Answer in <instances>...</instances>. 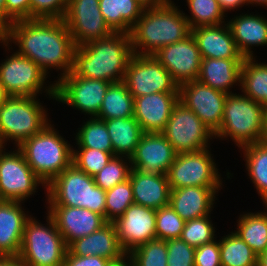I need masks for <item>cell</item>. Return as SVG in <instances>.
Listing matches in <instances>:
<instances>
[{
	"mask_svg": "<svg viewBox=\"0 0 267 266\" xmlns=\"http://www.w3.org/2000/svg\"><path fill=\"white\" fill-rule=\"evenodd\" d=\"M9 41L16 43L17 52L36 63L46 75L51 67L63 69L60 78L72 71L76 45L63 19L15 21L0 37L6 47Z\"/></svg>",
	"mask_w": 267,
	"mask_h": 266,
	"instance_id": "obj_1",
	"label": "cell"
},
{
	"mask_svg": "<svg viewBox=\"0 0 267 266\" xmlns=\"http://www.w3.org/2000/svg\"><path fill=\"white\" fill-rule=\"evenodd\" d=\"M133 54L130 35L113 32L104 39L76 47L72 72L83 78L121 82Z\"/></svg>",
	"mask_w": 267,
	"mask_h": 266,
	"instance_id": "obj_2",
	"label": "cell"
},
{
	"mask_svg": "<svg viewBox=\"0 0 267 266\" xmlns=\"http://www.w3.org/2000/svg\"><path fill=\"white\" fill-rule=\"evenodd\" d=\"M184 15L171 0L145 7L129 33L133 53L154 55L164 46L183 40L191 33ZM138 47H142L141 52Z\"/></svg>",
	"mask_w": 267,
	"mask_h": 266,
	"instance_id": "obj_3",
	"label": "cell"
},
{
	"mask_svg": "<svg viewBox=\"0 0 267 266\" xmlns=\"http://www.w3.org/2000/svg\"><path fill=\"white\" fill-rule=\"evenodd\" d=\"M267 109L246 95L228 94L215 138L231 137L242 148L264 141Z\"/></svg>",
	"mask_w": 267,
	"mask_h": 266,
	"instance_id": "obj_4",
	"label": "cell"
},
{
	"mask_svg": "<svg viewBox=\"0 0 267 266\" xmlns=\"http://www.w3.org/2000/svg\"><path fill=\"white\" fill-rule=\"evenodd\" d=\"M67 143L48 123L18 147L44 187L72 164L73 148Z\"/></svg>",
	"mask_w": 267,
	"mask_h": 266,
	"instance_id": "obj_5",
	"label": "cell"
},
{
	"mask_svg": "<svg viewBox=\"0 0 267 266\" xmlns=\"http://www.w3.org/2000/svg\"><path fill=\"white\" fill-rule=\"evenodd\" d=\"M46 189L49 206L86 208L105 218L106 191L74 164L55 177Z\"/></svg>",
	"mask_w": 267,
	"mask_h": 266,
	"instance_id": "obj_6",
	"label": "cell"
},
{
	"mask_svg": "<svg viewBox=\"0 0 267 266\" xmlns=\"http://www.w3.org/2000/svg\"><path fill=\"white\" fill-rule=\"evenodd\" d=\"M47 112L35 96H10L0 105V145L14 140L19 147L47 124Z\"/></svg>",
	"mask_w": 267,
	"mask_h": 266,
	"instance_id": "obj_7",
	"label": "cell"
},
{
	"mask_svg": "<svg viewBox=\"0 0 267 266\" xmlns=\"http://www.w3.org/2000/svg\"><path fill=\"white\" fill-rule=\"evenodd\" d=\"M49 227L29 216L18 258L26 266H62L67 252L64 238L48 214Z\"/></svg>",
	"mask_w": 267,
	"mask_h": 266,
	"instance_id": "obj_8",
	"label": "cell"
},
{
	"mask_svg": "<svg viewBox=\"0 0 267 266\" xmlns=\"http://www.w3.org/2000/svg\"><path fill=\"white\" fill-rule=\"evenodd\" d=\"M208 148L178 153L167 172L170 189L188 186L210 187L216 193L222 180Z\"/></svg>",
	"mask_w": 267,
	"mask_h": 266,
	"instance_id": "obj_9",
	"label": "cell"
},
{
	"mask_svg": "<svg viewBox=\"0 0 267 266\" xmlns=\"http://www.w3.org/2000/svg\"><path fill=\"white\" fill-rule=\"evenodd\" d=\"M110 82L76 76L72 71L46 89L50 98L96 117Z\"/></svg>",
	"mask_w": 267,
	"mask_h": 266,
	"instance_id": "obj_10",
	"label": "cell"
},
{
	"mask_svg": "<svg viewBox=\"0 0 267 266\" xmlns=\"http://www.w3.org/2000/svg\"><path fill=\"white\" fill-rule=\"evenodd\" d=\"M161 133L177 153L208 148L209 138L215 136L214 132L180 101L174 105L167 125Z\"/></svg>",
	"mask_w": 267,
	"mask_h": 266,
	"instance_id": "obj_11",
	"label": "cell"
},
{
	"mask_svg": "<svg viewBox=\"0 0 267 266\" xmlns=\"http://www.w3.org/2000/svg\"><path fill=\"white\" fill-rule=\"evenodd\" d=\"M123 82L134 98L159 92H179L171 74L154 55L133 54Z\"/></svg>",
	"mask_w": 267,
	"mask_h": 266,
	"instance_id": "obj_12",
	"label": "cell"
},
{
	"mask_svg": "<svg viewBox=\"0 0 267 266\" xmlns=\"http://www.w3.org/2000/svg\"><path fill=\"white\" fill-rule=\"evenodd\" d=\"M0 148V200L24 201L44 182L32 171L23 153L3 151Z\"/></svg>",
	"mask_w": 267,
	"mask_h": 266,
	"instance_id": "obj_13",
	"label": "cell"
},
{
	"mask_svg": "<svg viewBox=\"0 0 267 266\" xmlns=\"http://www.w3.org/2000/svg\"><path fill=\"white\" fill-rule=\"evenodd\" d=\"M63 20L76 47L113 33L101 14L99 0H70Z\"/></svg>",
	"mask_w": 267,
	"mask_h": 266,
	"instance_id": "obj_14",
	"label": "cell"
},
{
	"mask_svg": "<svg viewBox=\"0 0 267 266\" xmlns=\"http://www.w3.org/2000/svg\"><path fill=\"white\" fill-rule=\"evenodd\" d=\"M227 95L198 80L179 86V101L193 111L214 133L222 123Z\"/></svg>",
	"mask_w": 267,
	"mask_h": 266,
	"instance_id": "obj_15",
	"label": "cell"
},
{
	"mask_svg": "<svg viewBox=\"0 0 267 266\" xmlns=\"http://www.w3.org/2000/svg\"><path fill=\"white\" fill-rule=\"evenodd\" d=\"M154 56L178 86L198 79L202 57L191 33L179 42L164 46Z\"/></svg>",
	"mask_w": 267,
	"mask_h": 266,
	"instance_id": "obj_16",
	"label": "cell"
},
{
	"mask_svg": "<svg viewBox=\"0 0 267 266\" xmlns=\"http://www.w3.org/2000/svg\"><path fill=\"white\" fill-rule=\"evenodd\" d=\"M46 78V74L36 63L18 52L0 66V83L10 96L36 97Z\"/></svg>",
	"mask_w": 267,
	"mask_h": 266,
	"instance_id": "obj_17",
	"label": "cell"
},
{
	"mask_svg": "<svg viewBox=\"0 0 267 266\" xmlns=\"http://www.w3.org/2000/svg\"><path fill=\"white\" fill-rule=\"evenodd\" d=\"M113 224L126 253L156 238V210L152 208L133 203Z\"/></svg>",
	"mask_w": 267,
	"mask_h": 266,
	"instance_id": "obj_18",
	"label": "cell"
},
{
	"mask_svg": "<svg viewBox=\"0 0 267 266\" xmlns=\"http://www.w3.org/2000/svg\"><path fill=\"white\" fill-rule=\"evenodd\" d=\"M178 153L162 133H143L130 156L132 169L167 175Z\"/></svg>",
	"mask_w": 267,
	"mask_h": 266,
	"instance_id": "obj_19",
	"label": "cell"
},
{
	"mask_svg": "<svg viewBox=\"0 0 267 266\" xmlns=\"http://www.w3.org/2000/svg\"><path fill=\"white\" fill-rule=\"evenodd\" d=\"M48 214L54 220L67 246L107 223L102 215L80 207L50 206Z\"/></svg>",
	"mask_w": 267,
	"mask_h": 266,
	"instance_id": "obj_20",
	"label": "cell"
},
{
	"mask_svg": "<svg viewBox=\"0 0 267 266\" xmlns=\"http://www.w3.org/2000/svg\"><path fill=\"white\" fill-rule=\"evenodd\" d=\"M179 92H159L134 98V118L145 133H161L170 118Z\"/></svg>",
	"mask_w": 267,
	"mask_h": 266,
	"instance_id": "obj_21",
	"label": "cell"
},
{
	"mask_svg": "<svg viewBox=\"0 0 267 266\" xmlns=\"http://www.w3.org/2000/svg\"><path fill=\"white\" fill-rule=\"evenodd\" d=\"M191 34L198 45L202 58L244 59L237 48L228 24L192 28Z\"/></svg>",
	"mask_w": 267,
	"mask_h": 266,
	"instance_id": "obj_22",
	"label": "cell"
},
{
	"mask_svg": "<svg viewBox=\"0 0 267 266\" xmlns=\"http://www.w3.org/2000/svg\"><path fill=\"white\" fill-rule=\"evenodd\" d=\"M72 255L81 257L93 255L116 260L126 252L123 250L113 222H107L88 236L78 238L67 246Z\"/></svg>",
	"mask_w": 267,
	"mask_h": 266,
	"instance_id": "obj_23",
	"label": "cell"
},
{
	"mask_svg": "<svg viewBox=\"0 0 267 266\" xmlns=\"http://www.w3.org/2000/svg\"><path fill=\"white\" fill-rule=\"evenodd\" d=\"M129 179L135 204L155 210L169 205L171 189L167 175L131 169Z\"/></svg>",
	"mask_w": 267,
	"mask_h": 266,
	"instance_id": "obj_24",
	"label": "cell"
},
{
	"mask_svg": "<svg viewBox=\"0 0 267 266\" xmlns=\"http://www.w3.org/2000/svg\"><path fill=\"white\" fill-rule=\"evenodd\" d=\"M21 202L0 200V257H18L29 218Z\"/></svg>",
	"mask_w": 267,
	"mask_h": 266,
	"instance_id": "obj_25",
	"label": "cell"
},
{
	"mask_svg": "<svg viewBox=\"0 0 267 266\" xmlns=\"http://www.w3.org/2000/svg\"><path fill=\"white\" fill-rule=\"evenodd\" d=\"M215 191L210 187L188 186L171 189L169 205L184 220L209 215L215 201Z\"/></svg>",
	"mask_w": 267,
	"mask_h": 266,
	"instance_id": "obj_26",
	"label": "cell"
},
{
	"mask_svg": "<svg viewBox=\"0 0 267 266\" xmlns=\"http://www.w3.org/2000/svg\"><path fill=\"white\" fill-rule=\"evenodd\" d=\"M244 59L202 58L198 81L213 89L231 94L230 87L240 83Z\"/></svg>",
	"mask_w": 267,
	"mask_h": 266,
	"instance_id": "obj_27",
	"label": "cell"
},
{
	"mask_svg": "<svg viewBox=\"0 0 267 266\" xmlns=\"http://www.w3.org/2000/svg\"><path fill=\"white\" fill-rule=\"evenodd\" d=\"M235 18L227 24L237 48L244 58L254 57L253 51H250L252 45H267V20L264 17L251 14L240 15Z\"/></svg>",
	"mask_w": 267,
	"mask_h": 266,
	"instance_id": "obj_28",
	"label": "cell"
},
{
	"mask_svg": "<svg viewBox=\"0 0 267 266\" xmlns=\"http://www.w3.org/2000/svg\"><path fill=\"white\" fill-rule=\"evenodd\" d=\"M145 7L139 0H99L101 14L113 32L129 34Z\"/></svg>",
	"mask_w": 267,
	"mask_h": 266,
	"instance_id": "obj_29",
	"label": "cell"
},
{
	"mask_svg": "<svg viewBox=\"0 0 267 266\" xmlns=\"http://www.w3.org/2000/svg\"><path fill=\"white\" fill-rule=\"evenodd\" d=\"M113 147V155L124 156L130 163L142 134L144 133L138 121L132 117L104 120Z\"/></svg>",
	"mask_w": 267,
	"mask_h": 266,
	"instance_id": "obj_30",
	"label": "cell"
},
{
	"mask_svg": "<svg viewBox=\"0 0 267 266\" xmlns=\"http://www.w3.org/2000/svg\"><path fill=\"white\" fill-rule=\"evenodd\" d=\"M253 57L244 58L240 86L243 94L267 109V64H258Z\"/></svg>",
	"mask_w": 267,
	"mask_h": 266,
	"instance_id": "obj_31",
	"label": "cell"
},
{
	"mask_svg": "<svg viewBox=\"0 0 267 266\" xmlns=\"http://www.w3.org/2000/svg\"><path fill=\"white\" fill-rule=\"evenodd\" d=\"M134 97L123 81L111 83L103 98L97 118L110 120L134 116Z\"/></svg>",
	"mask_w": 267,
	"mask_h": 266,
	"instance_id": "obj_32",
	"label": "cell"
},
{
	"mask_svg": "<svg viewBox=\"0 0 267 266\" xmlns=\"http://www.w3.org/2000/svg\"><path fill=\"white\" fill-rule=\"evenodd\" d=\"M238 219L237 234L259 256L267 250V212L247 213Z\"/></svg>",
	"mask_w": 267,
	"mask_h": 266,
	"instance_id": "obj_33",
	"label": "cell"
},
{
	"mask_svg": "<svg viewBox=\"0 0 267 266\" xmlns=\"http://www.w3.org/2000/svg\"><path fill=\"white\" fill-rule=\"evenodd\" d=\"M219 241L221 266H257L258 256L234 232Z\"/></svg>",
	"mask_w": 267,
	"mask_h": 266,
	"instance_id": "obj_34",
	"label": "cell"
},
{
	"mask_svg": "<svg viewBox=\"0 0 267 266\" xmlns=\"http://www.w3.org/2000/svg\"><path fill=\"white\" fill-rule=\"evenodd\" d=\"M248 175L263 200L267 196V142L260 141L242 147Z\"/></svg>",
	"mask_w": 267,
	"mask_h": 266,
	"instance_id": "obj_35",
	"label": "cell"
},
{
	"mask_svg": "<svg viewBox=\"0 0 267 266\" xmlns=\"http://www.w3.org/2000/svg\"><path fill=\"white\" fill-rule=\"evenodd\" d=\"M76 135L79 148H92L113 154V147L104 120L92 117L84 122Z\"/></svg>",
	"mask_w": 267,
	"mask_h": 266,
	"instance_id": "obj_36",
	"label": "cell"
},
{
	"mask_svg": "<svg viewBox=\"0 0 267 266\" xmlns=\"http://www.w3.org/2000/svg\"><path fill=\"white\" fill-rule=\"evenodd\" d=\"M191 18L185 15L190 29L202 26L221 25L224 21L218 0H187Z\"/></svg>",
	"mask_w": 267,
	"mask_h": 266,
	"instance_id": "obj_37",
	"label": "cell"
},
{
	"mask_svg": "<svg viewBox=\"0 0 267 266\" xmlns=\"http://www.w3.org/2000/svg\"><path fill=\"white\" fill-rule=\"evenodd\" d=\"M105 220L114 222L134 203L130 179L106 191Z\"/></svg>",
	"mask_w": 267,
	"mask_h": 266,
	"instance_id": "obj_38",
	"label": "cell"
},
{
	"mask_svg": "<svg viewBox=\"0 0 267 266\" xmlns=\"http://www.w3.org/2000/svg\"><path fill=\"white\" fill-rule=\"evenodd\" d=\"M133 266H167V244L165 240L152 239L129 253Z\"/></svg>",
	"mask_w": 267,
	"mask_h": 266,
	"instance_id": "obj_39",
	"label": "cell"
},
{
	"mask_svg": "<svg viewBox=\"0 0 267 266\" xmlns=\"http://www.w3.org/2000/svg\"><path fill=\"white\" fill-rule=\"evenodd\" d=\"M122 157L125 156H113L111 160L93 176L95 184L102 190L107 191L112 189L115 185L129 179L132 168L124 162Z\"/></svg>",
	"mask_w": 267,
	"mask_h": 266,
	"instance_id": "obj_40",
	"label": "cell"
},
{
	"mask_svg": "<svg viewBox=\"0 0 267 266\" xmlns=\"http://www.w3.org/2000/svg\"><path fill=\"white\" fill-rule=\"evenodd\" d=\"M209 216L185 221L180 239L194 248L214 241L215 231Z\"/></svg>",
	"mask_w": 267,
	"mask_h": 266,
	"instance_id": "obj_41",
	"label": "cell"
},
{
	"mask_svg": "<svg viewBox=\"0 0 267 266\" xmlns=\"http://www.w3.org/2000/svg\"><path fill=\"white\" fill-rule=\"evenodd\" d=\"M73 149L72 164L89 176L97 174L114 156L110 152H103L92 148Z\"/></svg>",
	"mask_w": 267,
	"mask_h": 266,
	"instance_id": "obj_42",
	"label": "cell"
},
{
	"mask_svg": "<svg viewBox=\"0 0 267 266\" xmlns=\"http://www.w3.org/2000/svg\"><path fill=\"white\" fill-rule=\"evenodd\" d=\"M185 221L170 205L156 210V238L161 240L180 238Z\"/></svg>",
	"mask_w": 267,
	"mask_h": 266,
	"instance_id": "obj_43",
	"label": "cell"
},
{
	"mask_svg": "<svg viewBox=\"0 0 267 266\" xmlns=\"http://www.w3.org/2000/svg\"><path fill=\"white\" fill-rule=\"evenodd\" d=\"M70 0H30V19H63Z\"/></svg>",
	"mask_w": 267,
	"mask_h": 266,
	"instance_id": "obj_44",
	"label": "cell"
},
{
	"mask_svg": "<svg viewBox=\"0 0 267 266\" xmlns=\"http://www.w3.org/2000/svg\"><path fill=\"white\" fill-rule=\"evenodd\" d=\"M167 266H194L195 248L180 238L168 239Z\"/></svg>",
	"mask_w": 267,
	"mask_h": 266,
	"instance_id": "obj_45",
	"label": "cell"
},
{
	"mask_svg": "<svg viewBox=\"0 0 267 266\" xmlns=\"http://www.w3.org/2000/svg\"><path fill=\"white\" fill-rule=\"evenodd\" d=\"M194 266H221L219 242L214 240L195 248Z\"/></svg>",
	"mask_w": 267,
	"mask_h": 266,
	"instance_id": "obj_46",
	"label": "cell"
},
{
	"mask_svg": "<svg viewBox=\"0 0 267 266\" xmlns=\"http://www.w3.org/2000/svg\"><path fill=\"white\" fill-rule=\"evenodd\" d=\"M30 19V0H6V31L18 20Z\"/></svg>",
	"mask_w": 267,
	"mask_h": 266,
	"instance_id": "obj_47",
	"label": "cell"
},
{
	"mask_svg": "<svg viewBox=\"0 0 267 266\" xmlns=\"http://www.w3.org/2000/svg\"><path fill=\"white\" fill-rule=\"evenodd\" d=\"M109 259L100 256H77L72 255L68 250L62 266H107Z\"/></svg>",
	"mask_w": 267,
	"mask_h": 266,
	"instance_id": "obj_48",
	"label": "cell"
},
{
	"mask_svg": "<svg viewBox=\"0 0 267 266\" xmlns=\"http://www.w3.org/2000/svg\"><path fill=\"white\" fill-rule=\"evenodd\" d=\"M219 5L222 11L225 13L226 10L236 9L237 7H241L242 4L247 3V0H218Z\"/></svg>",
	"mask_w": 267,
	"mask_h": 266,
	"instance_id": "obj_49",
	"label": "cell"
},
{
	"mask_svg": "<svg viewBox=\"0 0 267 266\" xmlns=\"http://www.w3.org/2000/svg\"><path fill=\"white\" fill-rule=\"evenodd\" d=\"M6 32V0H0V37Z\"/></svg>",
	"mask_w": 267,
	"mask_h": 266,
	"instance_id": "obj_50",
	"label": "cell"
},
{
	"mask_svg": "<svg viewBox=\"0 0 267 266\" xmlns=\"http://www.w3.org/2000/svg\"><path fill=\"white\" fill-rule=\"evenodd\" d=\"M0 266H26L18 257H0Z\"/></svg>",
	"mask_w": 267,
	"mask_h": 266,
	"instance_id": "obj_51",
	"label": "cell"
},
{
	"mask_svg": "<svg viewBox=\"0 0 267 266\" xmlns=\"http://www.w3.org/2000/svg\"><path fill=\"white\" fill-rule=\"evenodd\" d=\"M128 255V256H127ZM130 258L129 261H131L130 263H127L125 260L126 258ZM107 266H133V260L132 257L129 253H126L125 255H123L121 258L116 259V260H110L109 263L107 264Z\"/></svg>",
	"mask_w": 267,
	"mask_h": 266,
	"instance_id": "obj_52",
	"label": "cell"
},
{
	"mask_svg": "<svg viewBox=\"0 0 267 266\" xmlns=\"http://www.w3.org/2000/svg\"><path fill=\"white\" fill-rule=\"evenodd\" d=\"M257 266H267V250L258 256Z\"/></svg>",
	"mask_w": 267,
	"mask_h": 266,
	"instance_id": "obj_53",
	"label": "cell"
},
{
	"mask_svg": "<svg viewBox=\"0 0 267 266\" xmlns=\"http://www.w3.org/2000/svg\"><path fill=\"white\" fill-rule=\"evenodd\" d=\"M10 95L5 91L4 86L0 83V105L4 103Z\"/></svg>",
	"mask_w": 267,
	"mask_h": 266,
	"instance_id": "obj_54",
	"label": "cell"
},
{
	"mask_svg": "<svg viewBox=\"0 0 267 266\" xmlns=\"http://www.w3.org/2000/svg\"><path fill=\"white\" fill-rule=\"evenodd\" d=\"M139 1L142 2L147 7V6L158 5L168 0H139Z\"/></svg>",
	"mask_w": 267,
	"mask_h": 266,
	"instance_id": "obj_55",
	"label": "cell"
},
{
	"mask_svg": "<svg viewBox=\"0 0 267 266\" xmlns=\"http://www.w3.org/2000/svg\"><path fill=\"white\" fill-rule=\"evenodd\" d=\"M252 4V3H254V4H259V5H264V6H267V0H247V4Z\"/></svg>",
	"mask_w": 267,
	"mask_h": 266,
	"instance_id": "obj_56",
	"label": "cell"
},
{
	"mask_svg": "<svg viewBox=\"0 0 267 266\" xmlns=\"http://www.w3.org/2000/svg\"><path fill=\"white\" fill-rule=\"evenodd\" d=\"M264 141L267 142V111H266V131H265Z\"/></svg>",
	"mask_w": 267,
	"mask_h": 266,
	"instance_id": "obj_57",
	"label": "cell"
},
{
	"mask_svg": "<svg viewBox=\"0 0 267 266\" xmlns=\"http://www.w3.org/2000/svg\"><path fill=\"white\" fill-rule=\"evenodd\" d=\"M263 202L265 203V207L267 208V196L263 199Z\"/></svg>",
	"mask_w": 267,
	"mask_h": 266,
	"instance_id": "obj_58",
	"label": "cell"
}]
</instances>
